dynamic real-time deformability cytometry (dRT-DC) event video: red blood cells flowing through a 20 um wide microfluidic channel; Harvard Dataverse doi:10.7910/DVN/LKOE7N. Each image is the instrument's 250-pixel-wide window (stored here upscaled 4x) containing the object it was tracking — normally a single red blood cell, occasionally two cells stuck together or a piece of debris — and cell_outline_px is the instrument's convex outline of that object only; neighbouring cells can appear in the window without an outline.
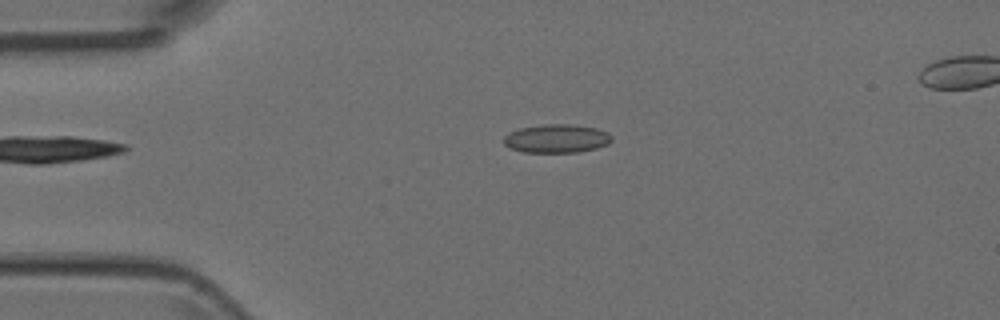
{"species": "Egyptian fruit bat (a non-hibernating species)", "species_latin": "Rousettus aegyptiacus", "temperature_condition": "room temperature", "stored_images_in_passage": 3, "segment_of_instrument_passage": [1, 2], "camera_frame_rate_fps": 3000, "um_per_image_px": 0.085, "animal": {"sex": "female"}, "frame": {"image": 1, "passage_image": 1, "time_ms": 0.0, "image_size_px": [1000, 320], "cell_outline_px": [[612, 140], [608, 144], [596, 148], [576, 152], [524, 152], [508, 148], [504, 144], [504, 136], [508, 132], [520, 128], [544, 124], [568, 124], [596, 128], [608, 132], [612, 136]], "centroid_in_image_um": [47.29, 11.77], "position_along_channel_um": 37.7, "area_um2": 17.98}}